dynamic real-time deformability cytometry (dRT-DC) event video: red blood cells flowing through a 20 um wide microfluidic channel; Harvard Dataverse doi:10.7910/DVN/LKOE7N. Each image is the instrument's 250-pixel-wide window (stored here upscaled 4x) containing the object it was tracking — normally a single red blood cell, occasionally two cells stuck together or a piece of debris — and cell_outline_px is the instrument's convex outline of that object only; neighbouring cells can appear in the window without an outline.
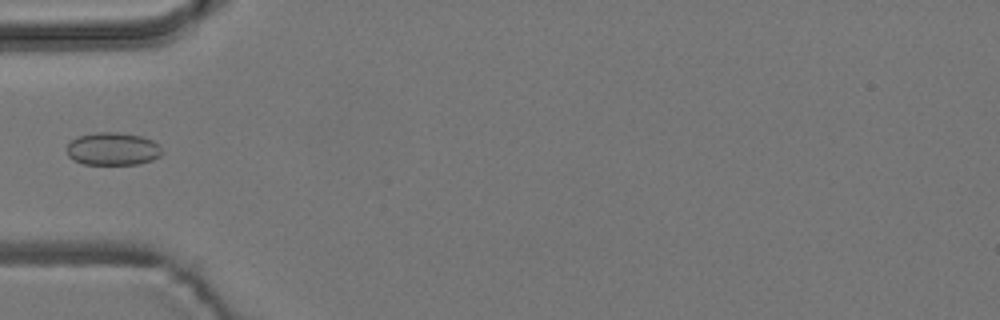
{"species": "common noctule bat (a hibernating species)", "species_latin": "Nyctalus noctula", "temperature_condition": "room temperature", "stored_images_in_passage": 6, "camera_frame_rate_fps": 3000, "um_per_image_px": 0.085, "animal": {"sex": "male", "body_mass_g": 19.2, "forearm_length_mm": 51.8}, "frame": {"image": 1, "passage_image": 5, "time_ms": 4.667, "image_size_px": [1000, 320], "cell_outline_px": [[164, 152], [160, 156], [152, 160], [140, 164], [84, 164], [72, 160], [68, 156], [68, 144], [76, 136], [96, 132], [116, 132], [140, 136], [152, 140], [160, 144]], "centroid_in_image_um": [9.61, 12.66], "position_along_channel_um": 75.4, "area_um2": 18.38}}
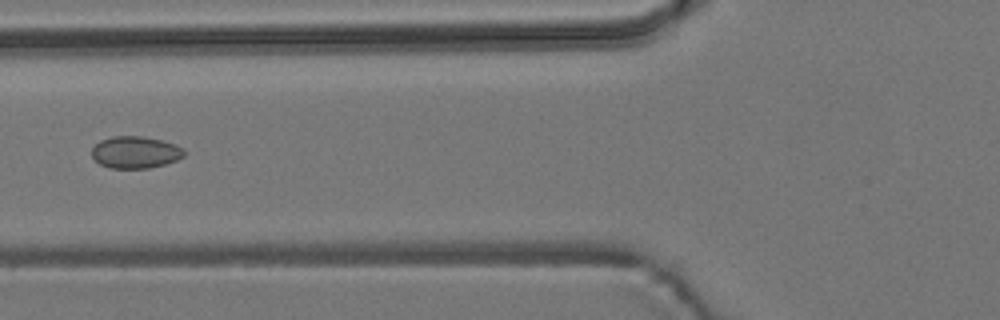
{"frame": {"image": 2, "passage_image": 6, "time_ms": 5.667, "image_size_px": [1000, 320], "cell_outline_px": [[184, 156], [176, 160], [164, 164], [148, 168], [108, 168], [100, 164], [92, 156], [92, 148], [100, 140], [112, 136], [144, 136], [176, 144], [184, 148]], "centroid_in_image_um": [11.5, 12.94], "position_along_channel_um": 114.3, "area_um2": 17.22}}